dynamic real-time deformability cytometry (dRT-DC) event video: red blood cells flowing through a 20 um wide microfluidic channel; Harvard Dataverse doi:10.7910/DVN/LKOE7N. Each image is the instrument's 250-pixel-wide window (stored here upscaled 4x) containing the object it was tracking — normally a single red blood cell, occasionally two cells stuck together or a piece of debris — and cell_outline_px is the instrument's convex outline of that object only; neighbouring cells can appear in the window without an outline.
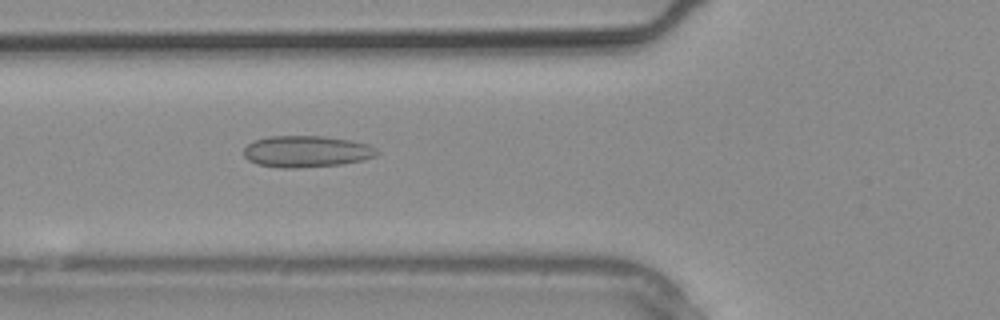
{"species": "common noctule bat (a hibernating species)", "species_latin": "Nyctalus noctula", "temperature_condition": "warm", "stored_images_in_passage": 4, "camera_frame_rate_fps": 3000, "um_per_image_px": 0.085, "animal": {"sex": "male", "body_mass_g": 20.4}, "frame": {"image": 1, "passage_image": 4, "time_ms": 1.0, "image_size_px": [1000, 320], "cell_outline_px": [[380, 152], [376, 156], [364, 160], [340, 164], [296, 168], [280, 168], [256, 164], [248, 160], [244, 156], [244, 148], [252, 140], [268, 136], [320, 136], [352, 140], [368, 144], [376, 148]], "centroid_in_image_um": [26.04, 12.87], "position_along_channel_um": 99.8, "area_um2": 24.68}}